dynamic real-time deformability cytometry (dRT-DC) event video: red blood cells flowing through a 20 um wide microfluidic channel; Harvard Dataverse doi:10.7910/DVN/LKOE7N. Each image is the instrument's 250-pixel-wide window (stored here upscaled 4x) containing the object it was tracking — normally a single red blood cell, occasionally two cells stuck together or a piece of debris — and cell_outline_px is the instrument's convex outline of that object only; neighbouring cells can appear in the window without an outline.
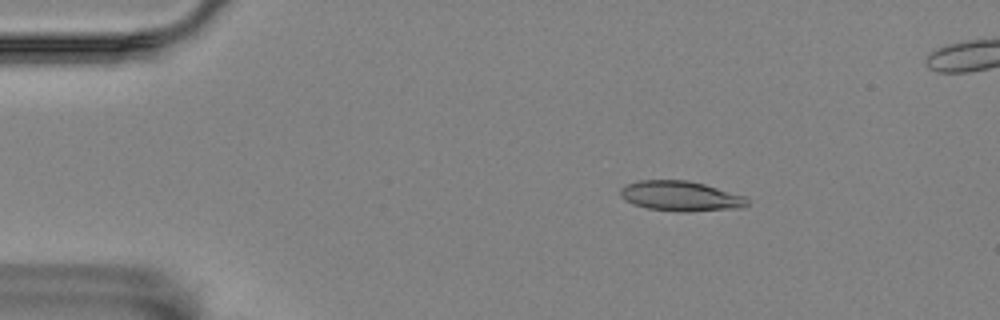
{"species": "Egyptian fruit bat (a non-hibernating species)", "species_latin": "Rousettus aegyptiacus", "temperature_condition": "room temperature", "stored_images_in_passage": 55, "camera_frame_rate_fps": 3000, "um_per_image_px": 0.085, "animal": {"sex": "female"}, "frame": {"image": 1, "passage_image": 9, "time_ms": 2.667, "image_size_px": [1000, 320], "cell_outline_px": [[748, 204], [744, 208], [688, 212], [680, 212], [648, 208], [624, 200], [620, 196], [620, 188], [628, 184], [640, 180], [688, 180], [704, 184], [744, 196], [748, 200]], "centroid_in_image_um": [57.87, 16.67], "position_along_channel_um": 27.1, "area_um2": 22.2}}
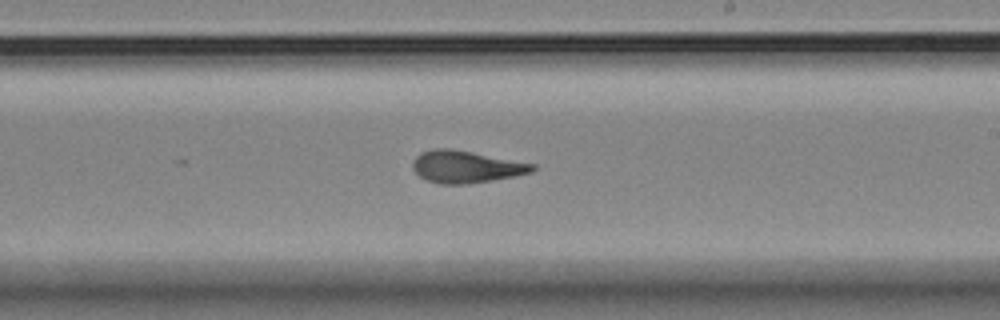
{"frame": {"image": 2, "passage_image": 33, "time_ms": 10.667, "image_size_px": [1000, 320], "cell_outline_px": [[536, 168], [532, 172], [492, 180], [464, 184], [440, 184], [428, 180], [420, 176], [412, 168], [412, 160], [420, 152], [432, 148], [452, 148], [536, 164]], "centroid_in_image_um": [39.58, 14.15], "position_along_channel_um": 249.4, "area_um2": 22.43}}
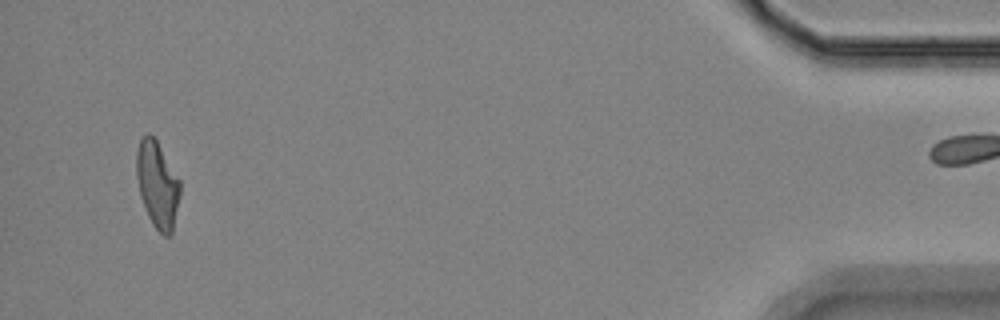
{"frame": {"image": 3, "passage_image": 54, "time_ms": 17.667, "image_size_px": [1000, 320], "cell_outline_px": [[180, 196], [172, 236], [164, 236], [152, 224], [148, 216], [140, 196], [136, 176], [136, 152], [140, 140], [148, 132], [156, 140], [180, 180]], "centroid_in_image_um": [13.38, 15.73], "position_along_channel_um": 421.8, "area_um2": 22.02}}